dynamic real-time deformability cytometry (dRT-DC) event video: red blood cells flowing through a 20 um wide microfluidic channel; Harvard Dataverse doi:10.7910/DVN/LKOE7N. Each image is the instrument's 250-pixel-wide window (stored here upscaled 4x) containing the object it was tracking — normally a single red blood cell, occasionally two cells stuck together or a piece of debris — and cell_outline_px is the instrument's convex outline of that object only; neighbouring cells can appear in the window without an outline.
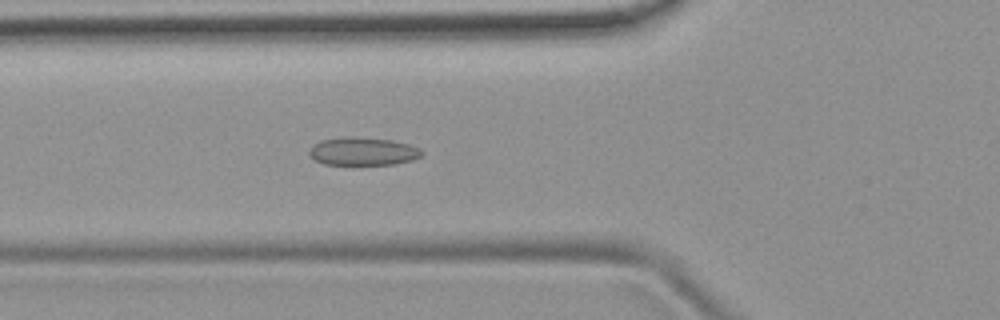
{"species": "common noctule bat (a hibernating species)", "species_latin": "Nyctalus noctula", "temperature_condition": "room temperature", "stored_images_in_passage": 2, "camera_frame_rate_fps": 3000, "um_per_image_px": 0.085, "animal": {"sex": "female", "body_mass_g": 19.9}, "frame": {"image": 1, "passage_image": 2, "time_ms": 1.0, "image_size_px": [1000, 320], "cell_outline_px": [[424, 152], [420, 156], [412, 160], [392, 164], [324, 164], [312, 160], [308, 156], [308, 152], [312, 144], [320, 140], [340, 136], [348, 136], [392, 140], [408, 144], [420, 148]], "centroid_in_image_um": [30.77, 12.85], "position_along_channel_um": 95.0, "area_um2": 18.61}}